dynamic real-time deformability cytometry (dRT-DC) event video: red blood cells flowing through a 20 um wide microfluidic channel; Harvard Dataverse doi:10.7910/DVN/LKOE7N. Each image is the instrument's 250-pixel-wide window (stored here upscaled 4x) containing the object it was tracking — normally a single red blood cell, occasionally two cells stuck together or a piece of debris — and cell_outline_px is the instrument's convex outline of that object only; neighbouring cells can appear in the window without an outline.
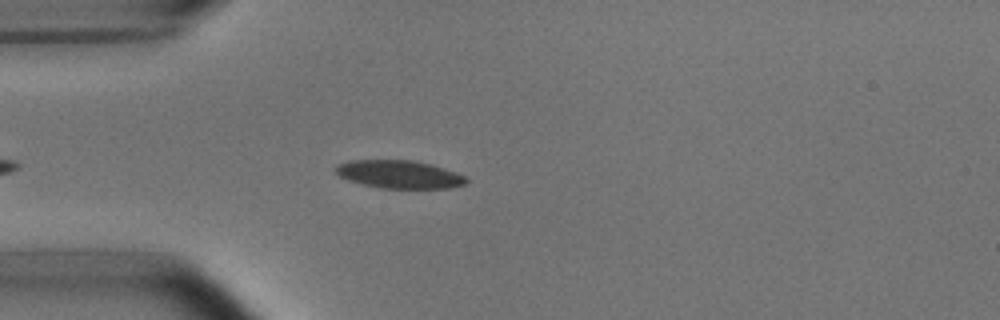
{"species": "common noctule bat (a hibernating species)", "species_latin": "Nyctalus noctula", "temperature_condition": "room temperature", "stored_images_in_passage": 39, "camera_frame_rate_fps": 3000, "um_per_image_px": 0.085, "animal": {"sex": "male", "body_mass_g": 15.6}, "frame": {"image": 1, "passage_image": 7, "time_ms": 2.0, "image_size_px": [1000, 320], "cell_outline_px": [[468, 180], [464, 184], [448, 188], [380, 188], [348, 180], [340, 176], [336, 172], [336, 164], [348, 160], [412, 160], [432, 164], [456, 172], [464, 176]], "centroid_in_image_um": [33.92, 14.81], "position_along_channel_um": 51.1, "area_um2": 21.21}}
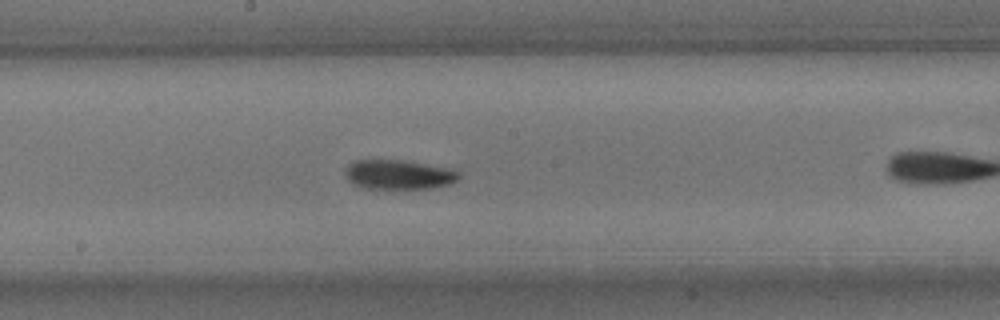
{"frame": {"image": 2, "passage_image": 17, "time_ms": 5.333, "image_size_px": [1000, 320], "cell_outline_px": [[460, 176], [456, 180], [448, 184], [432, 188], [364, 188], [352, 184], [344, 176], [344, 168], [348, 164], [356, 160], [404, 160], [452, 168], [460, 172]], "centroid_in_image_um": [33.86, 14.83], "position_along_channel_um": 214.3, "area_um2": 19.71}}
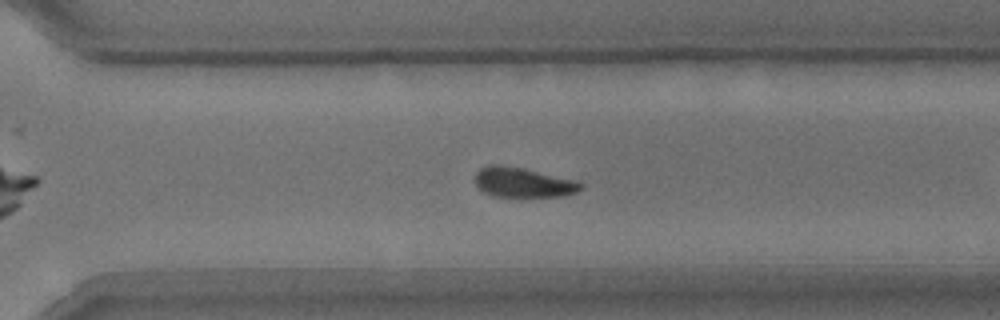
{"frame": {"image": 3, "passage_image": 26, "time_ms": 8.333, "image_size_px": [1000, 320], "cell_outline_px": [[584, 188], [576, 192], [564, 196], [492, 196], [484, 192], [476, 184], [476, 172], [480, 168], [488, 164], [500, 164], [520, 168], [576, 180], [584, 184]], "centroid_in_image_um": [44.47, 15.5], "position_along_channel_um": 326.1, "area_um2": 18.21}, "authors_computed_cell_mechanics": {"area_um2": 19.7676, "velocity_mm_per_s": 3.7479, "shape_relaxation_time_tau1_ms": 1.7231, "shape_relaxation_time_tau2_ms": 7.7825, "deformation_change_tau1": 0.0806, "deformation_change_tau2": 0.1501}}